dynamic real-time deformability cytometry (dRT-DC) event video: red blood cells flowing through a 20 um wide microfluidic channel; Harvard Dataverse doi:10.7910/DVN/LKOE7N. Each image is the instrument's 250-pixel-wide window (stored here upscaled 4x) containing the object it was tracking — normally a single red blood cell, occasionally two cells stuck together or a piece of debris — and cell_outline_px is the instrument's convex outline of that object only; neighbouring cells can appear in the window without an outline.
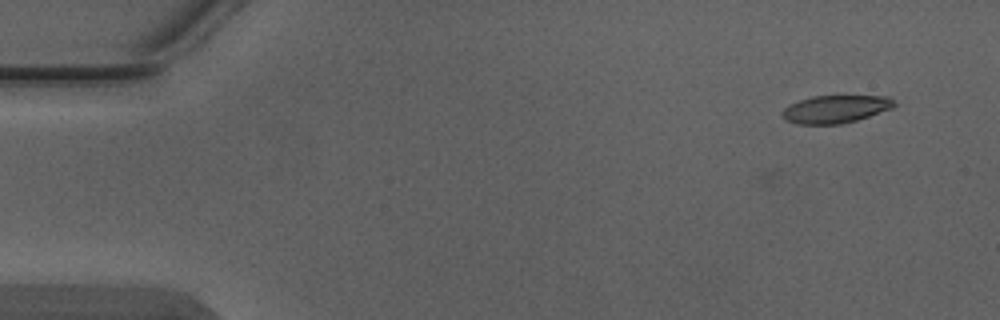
{"species": "Egyptian fruit bat (a non-hibernating species)", "species_latin": "Rousettus aegyptiacus", "temperature_condition": "warm", "stored_images_in_passage": 3, "camera_frame_rate_fps": 3000, "um_per_image_px": 0.085, "animal": {"sex": "male"}, "frame": {"image": 1, "passage_image": 1, "time_ms": 0.0, "image_size_px": [1000, 320], "cell_outline_px": [[896, 104], [892, 108], [844, 124], [796, 124], [788, 120], [780, 112], [788, 104], [812, 96], [892, 96]], "centroid_in_image_um": [71.03, 9.27], "position_along_channel_um": 14.0, "area_um2": 18.09}}
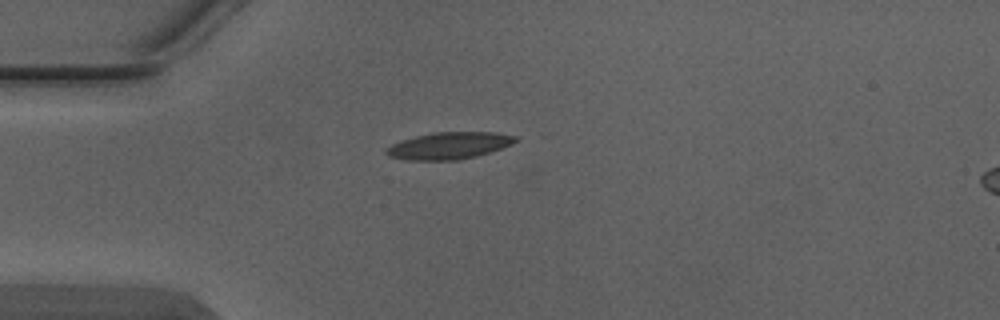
{"frame": {"image": 2, "passage_image": 3, "time_ms": 0.667, "image_size_px": [1000, 320], "cell_outline_px": [[520, 140], [512, 144], [476, 156], [460, 160], [404, 160], [388, 156], [384, 152], [392, 144], [416, 136], [432, 132], [496, 132], [516, 136]], "centroid_in_image_um": [38.18, 12.38], "position_along_channel_um": 46.8, "area_um2": 20.23}}